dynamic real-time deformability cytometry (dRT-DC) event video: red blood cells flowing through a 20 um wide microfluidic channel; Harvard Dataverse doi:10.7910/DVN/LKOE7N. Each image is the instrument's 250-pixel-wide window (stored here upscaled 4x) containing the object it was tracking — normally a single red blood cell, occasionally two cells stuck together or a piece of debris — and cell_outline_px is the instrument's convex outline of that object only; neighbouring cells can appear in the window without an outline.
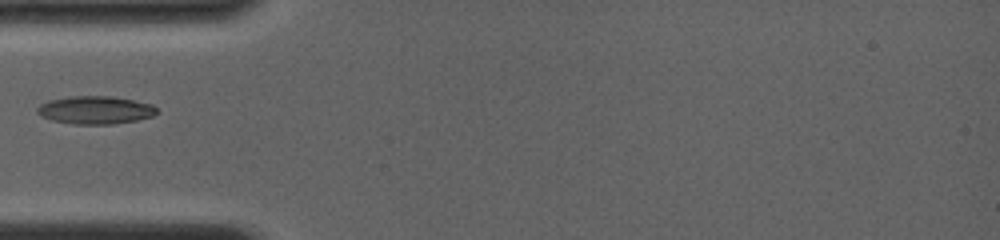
{"species": "common noctule bat (a hibernating species)", "species_latin": "Nyctalus noctula", "temperature_condition": "room temperature", "stored_images_in_passage": 22, "camera_frame_rate_fps": 4000, "um_per_image_px": 0.085, "animal": {"sex": "female", "body_mass_g": 19.0, "forearm_length_mm": 56.7}, "frame": {"image": 1, "passage_image": 1, "time_ms": 0.0, "image_size_px": [1000, 240], "cell_outline_px": [[160, 112], [152, 116], [136, 120], [112, 124], [72, 124], [52, 120], [40, 116], [36, 112], [36, 108], [40, 104], [48, 100], [68, 96], [112, 96], [152, 104]], "centroid_in_image_um": [8.07, 9.35], "position_along_channel_um": 76.9, "area_um2": 19.59}}
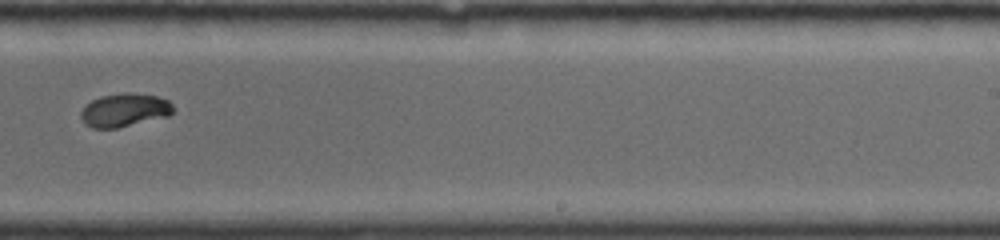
{"frame": {"image": 2, "passage_image": 11, "time_ms": 5.0, "image_size_px": [1000, 240], "cell_outline_px": [[172, 112], [168, 116], [116, 128], [92, 128], [84, 124], [80, 116], [80, 112], [92, 100], [100, 96], [128, 92], [132, 92], [156, 96], [168, 100], [172, 104]], "centroid_in_image_um": [10.56, 9.35], "position_along_channel_um": 278.4, "area_um2": 17.8}}
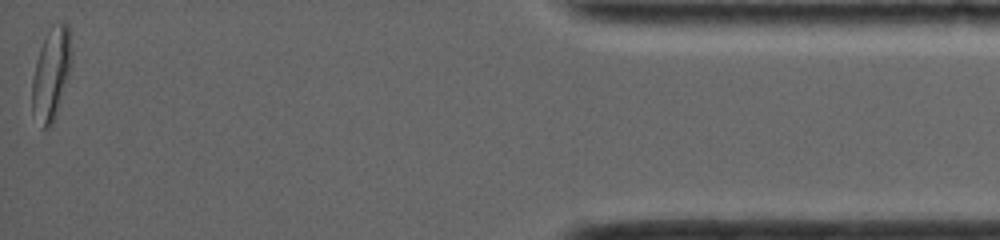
{"frame": {"image": 3, "passage_image": 22, "time_ms": 10.5, "image_size_px": [1000, 240], "cell_outline_px": [[72, 56], [68, 76], [56, 116], [52, 124], [48, 128], [44, 128], [32, 112], [32, 80], [36, 60], [40, 48], [48, 28], [52, 24], [68, 24]], "centroid_in_image_um": [4.35, 6.26], "position_along_channel_um": 430.9, "area_um2": 20.98}}